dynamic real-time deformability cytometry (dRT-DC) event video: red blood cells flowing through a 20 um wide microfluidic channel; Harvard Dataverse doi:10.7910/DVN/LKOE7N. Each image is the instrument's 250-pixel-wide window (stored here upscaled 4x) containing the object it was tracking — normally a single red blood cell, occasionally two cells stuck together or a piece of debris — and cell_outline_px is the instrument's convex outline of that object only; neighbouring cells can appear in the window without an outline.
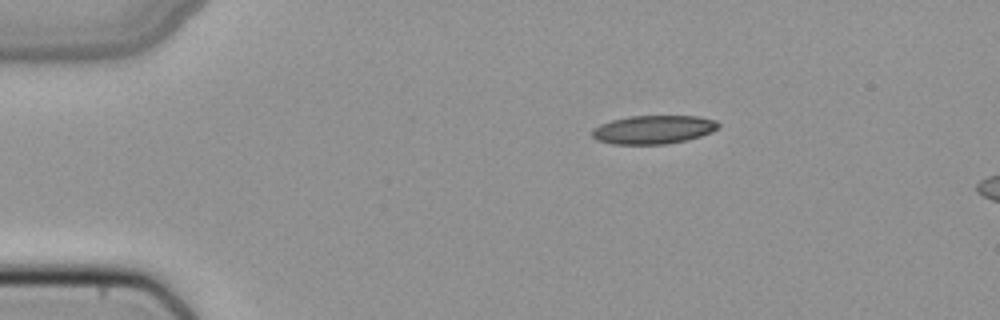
{"species": "common noctule bat (a hibernating species)", "species_latin": "Nyctalus noctula", "temperature_condition": "cold", "stored_images_in_passage": 8, "camera_frame_rate_fps": 3000, "um_per_image_px": 0.085, "animal": {"sex": "female", "body_mass_g": 22.7, "forearm_length_mm": 54.2}, "frame": {"image": 1, "passage_image": 1, "time_ms": 0.0, "image_size_px": [1000, 320], "cell_outline_px": [[720, 124], [712, 132], [688, 140], [668, 144], [612, 144], [596, 140], [592, 136], [592, 128], [600, 124], [612, 120], [628, 116], [696, 116], [716, 120]], "centroid_in_image_um": [55.52, 11.02], "position_along_channel_um": 29.5, "area_um2": 21.1}}